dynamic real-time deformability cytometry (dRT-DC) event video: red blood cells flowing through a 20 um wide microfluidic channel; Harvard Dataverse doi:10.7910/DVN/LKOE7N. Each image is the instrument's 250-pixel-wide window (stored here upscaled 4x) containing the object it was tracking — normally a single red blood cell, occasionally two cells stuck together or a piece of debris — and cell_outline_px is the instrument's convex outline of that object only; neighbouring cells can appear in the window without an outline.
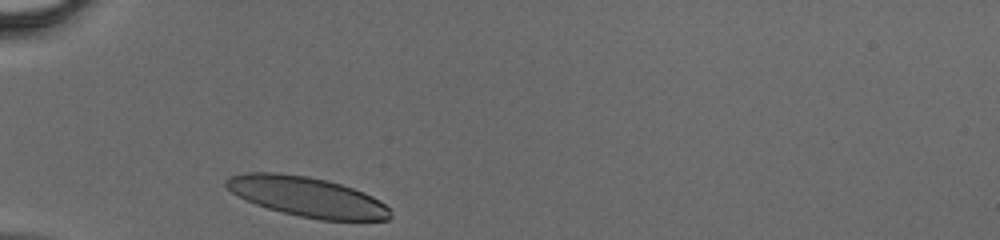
{"species": "human", "species_latin": "Homo sapiens", "temperature_condition": "cold", "stored_images_in_passage": 25, "camera_frame_rate_fps": 3000, "um_per_image_px": 0.085, "donor": {"sex": "male"}, "frame": {"image": 1, "passage_image": 1, "time_ms": 0.0, "image_size_px": [1000, 240], "cell_outline_px": [[392, 216], [388, 220], [320, 220], [280, 212], [256, 204], [232, 192], [224, 184], [224, 180], [228, 176], [244, 172], [276, 172], [308, 176], [328, 180], [364, 192], [380, 200], [388, 208]], "centroid_in_image_um": [26.09, 16.71], "position_along_channel_um": 58.9, "area_um2": 38.15}}
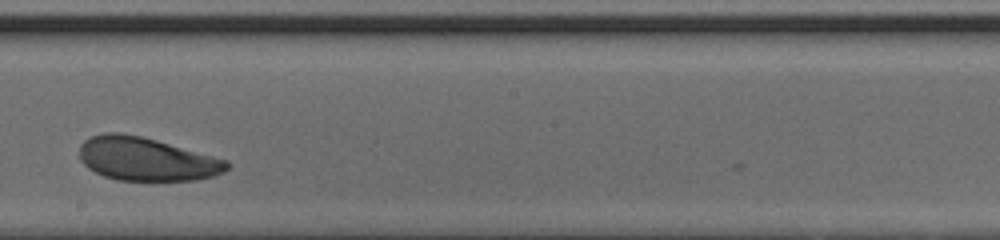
{"frame": {"image": 2, "passage_image": 14, "time_ms": 4.333, "image_size_px": [1000, 240], "cell_outline_px": [[228, 168], [224, 172], [216, 176], [196, 180], [120, 180], [104, 176], [88, 168], [80, 160], [80, 144], [88, 136], [104, 132], [120, 132], [140, 136], [156, 140], [228, 160]], "centroid_in_image_um": [12.43, 13.51], "position_along_channel_um": 235.8, "area_um2": 37.28}}
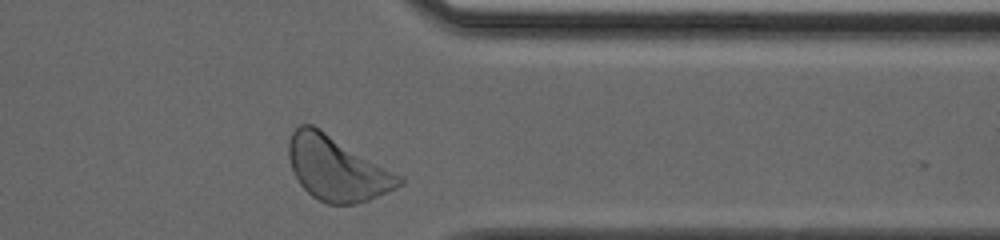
{"frame": {"image": 3, "passage_image": 24, "time_ms": 7.667, "image_size_px": [1000, 240], "cell_outline_px": [[404, 184], [396, 188], [368, 200], [352, 204], [328, 204], [312, 196], [300, 184], [292, 168], [288, 156], [288, 140], [292, 132], [300, 124], [312, 124], [320, 128], [404, 176]], "centroid_in_image_um": [28.66, 14.3], "position_along_channel_um": 382.7, "area_um2": 41.56}}